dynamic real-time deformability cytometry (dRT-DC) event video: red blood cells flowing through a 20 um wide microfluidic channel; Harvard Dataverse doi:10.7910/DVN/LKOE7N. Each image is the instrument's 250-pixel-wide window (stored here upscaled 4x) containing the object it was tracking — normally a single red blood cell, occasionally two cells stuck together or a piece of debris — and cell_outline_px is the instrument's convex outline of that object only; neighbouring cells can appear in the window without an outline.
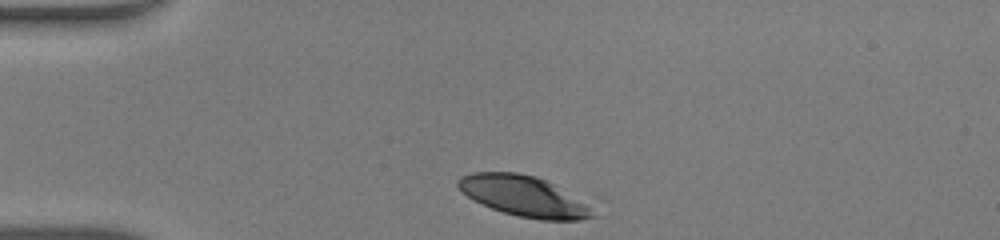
{"species": "human", "species_latin": "Homo sapiens", "temperature_condition": "warm", "stored_images_in_passage": 29, "camera_frame_rate_fps": 3000, "um_per_image_px": 0.085, "donor": {"sex": "male"}, "frame": {"image": 1, "passage_image": 1, "time_ms": 0.0, "image_size_px": [1000, 240], "cell_outline_px": [[596, 216], [580, 220], [540, 220], [520, 216], [504, 212], [492, 208], [468, 196], [456, 184], [456, 180], [460, 176], [472, 172], [516, 172], [536, 176], [552, 184], [584, 204]], "centroid_in_image_um": [44.44, 16.66], "position_along_channel_um": 40.6, "area_um2": 30.81}}
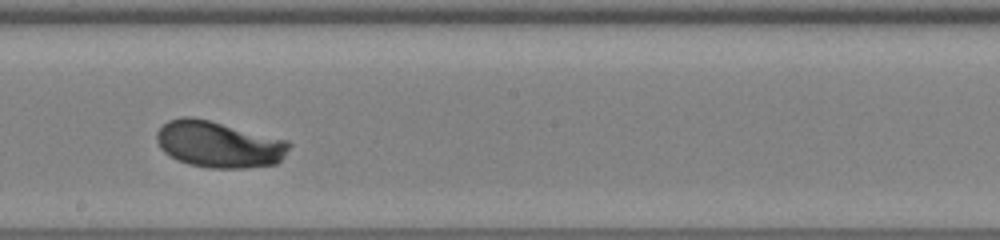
{"frame": {"image": 2, "passage_image": 17, "time_ms": 5.333, "image_size_px": [1000, 240], "cell_outline_px": [[292, 144], [284, 156], [276, 164], [244, 168], [208, 168], [188, 164], [176, 160], [164, 152], [160, 148], [156, 140], [156, 132], [168, 120], [184, 116], [192, 116], [288, 140]], "centroid_in_image_um": [18.58, 12.27], "position_along_channel_um": 229.6, "area_um2": 35.89}}
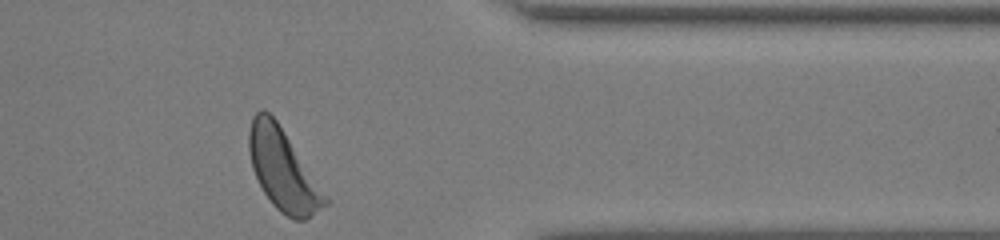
{"frame": {"image": 3, "passage_image": 29, "time_ms": 9.333, "image_size_px": [1000, 240], "cell_outline_px": [[328, 204], [304, 220], [292, 220], [280, 212], [272, 204], [264, 192], [252, 168], [248, 148], [248, 132], [252, 116], [260, 108], [264, 108], [276, 120], [328, 200]], "centroid_in_image_um": [23.98, 14.43], "position_along_channel_um": 387.4, "area_um2": 35.03}, "authors_computed_cell_mechanics": {"area_um2": 35.0268, "velocity_mm_per_s": 4.2759, "shape_relaxation_time_tau1_ms": 2.5212, "shape_relaxation_time_tau2_ms": null, "deformation_change_tau1": 0.1573, "deformation_change_tau2": null}}